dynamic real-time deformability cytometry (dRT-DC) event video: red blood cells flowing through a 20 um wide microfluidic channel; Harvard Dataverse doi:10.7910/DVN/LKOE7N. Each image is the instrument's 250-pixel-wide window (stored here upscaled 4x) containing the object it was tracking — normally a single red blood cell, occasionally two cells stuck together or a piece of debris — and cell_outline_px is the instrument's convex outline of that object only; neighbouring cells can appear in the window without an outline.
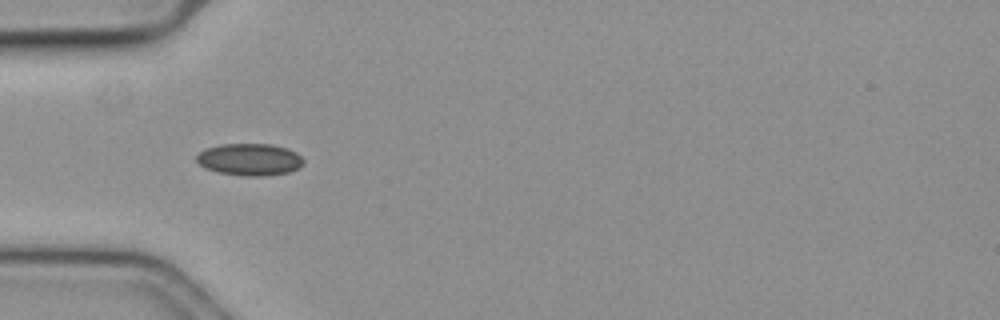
{"species": "common noctule bat (a hibernating species)", "species_latin": "Nyctalus noctula", "temperature_condition": "cold", "stored_images_in_passage": 11, "camera_frame_rate_fps": 3000, "um_per_image_px": 0.085, "animal": {"sex": "female", "body_mass_g": 19.3, "forearm_length_mm": 54.1}, "frame": {"image": 1, "passage_image": 1, "time_ms": 0.0, "image_size_px": [1000, 320], "cell_outline_px": [[304, 164], [300, 168], [288, 172], [268, 176], [240, 176], [216, 172], [204, 168], [196, 160], [196, 156], [200, 152], [208, 148], [220, 144], [272, 144], [288, 148], [296, 152], [304, 160]], "centroid_in_image_um": [21.24, 13.57], "position_along_channel_um": 63.8, "area_um2": 20.23}}
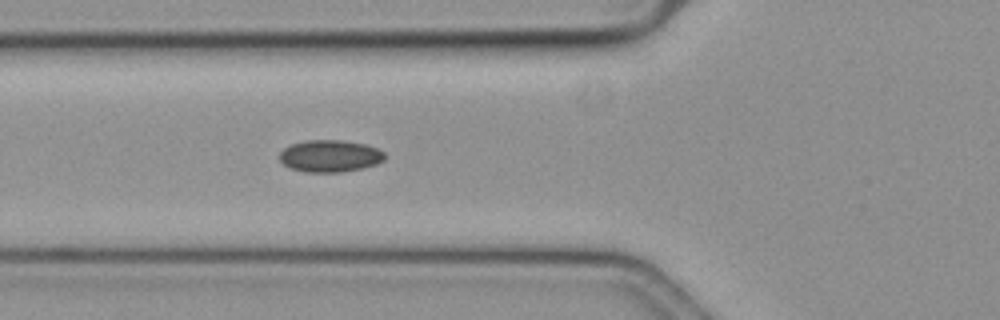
{"frame": {"image": 2, "passage_image": 4, "time_ms": 1.0, "image_size_px": [1000, 320], "cell_outline_px": [[384, 160], [376, 164], [364, 168], [340, 172], [304, 172], [292, 168], [284, 164], [280, 160], [280, 152], [284, 148], [292, 144], [304, 140], [344, 140], [368, 144], [384, 152]], "centroid_in_image_um": [28.07, 13.25], "position_along_channel_um": 97.7, "area_um2": 19.71}}
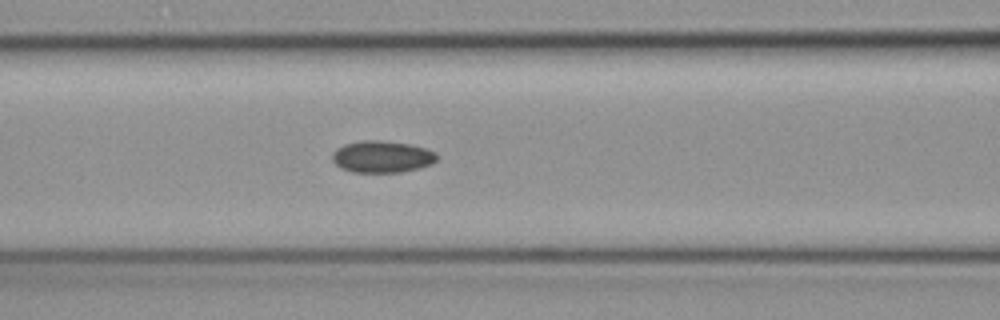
{"frame": {"image": 3, "passage_image": 7, "time_ms": 2.0, "image_size_px": [1000, 320], "cell_outline_px": [[436, 160], [432, 164], [420, 168], [400, 172], [352, 172], [340, 168], [332, 160], [332, 152], [336, 148], [344, 144], [364, 140], [376, 140], [408, 144], [424, 148], [436, 152]], "centroid_in_image_um": [32.44, 13.33], "position_along_channel_um": 134.2, "area_um2": 19.36}}